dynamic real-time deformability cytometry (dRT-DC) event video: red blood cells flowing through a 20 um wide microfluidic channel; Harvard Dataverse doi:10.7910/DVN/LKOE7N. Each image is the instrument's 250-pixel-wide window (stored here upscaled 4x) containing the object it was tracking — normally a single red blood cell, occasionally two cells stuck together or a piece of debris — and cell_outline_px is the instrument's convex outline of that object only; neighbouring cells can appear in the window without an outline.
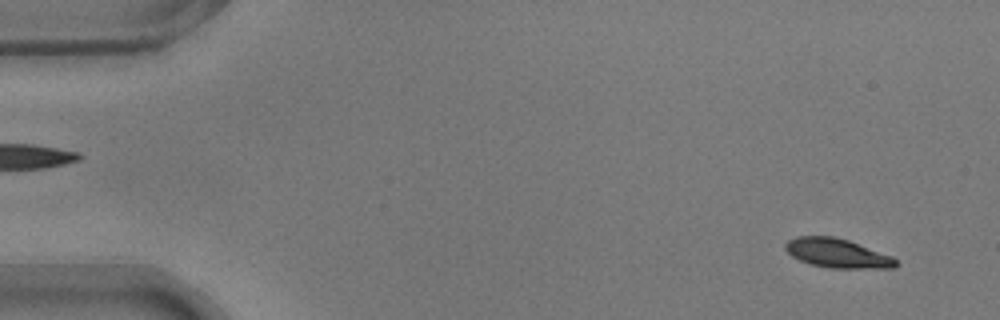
{"species": "common noctule bat (a hibernating species)", "species_latin": "Nyctalus noctula", "temperature_condition": "warm", "stored_images_in_passage": 55, "camera_frame_rate_fps": 3000, "um_per_image_px": 0.085, "animal": {"sex": "male", "body_mass_g": 17.9}, "frame": {"image": 1, "passage_image": 3, "time_ms": 0.667, "image_size_px": [1000, 320], "cell_outline_px": [[900, 264], [892, 268], [832, 268], [812, 264], [800, 260], [792, 256], [784, 248], [784, 244], [788, 240], [796, 236], [832, 236], [848, 240], [892, 256]], "centroid_in_image_um": [71.17, 21.52], "position_along_channel_um": 13.8, "area_um2": 18.67}}
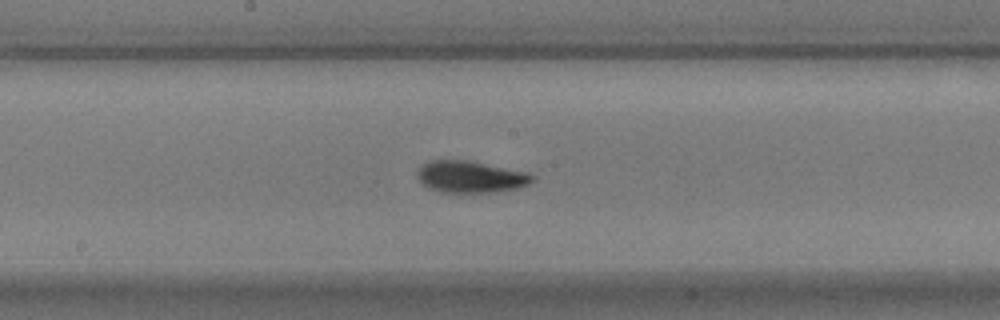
{"frame": {"image": 2, "passage_image": 28, "time_ms": 9.0, "image_size_px": [1000, 320], "cell_outline_px": [[536, 176], [528, 184], [516, 188], [492, 192], [440, 192], [428, 188], [420, 184], [416, 176], [416, 172], [420, 164], [428, 160], [468, 160], [528, 172]], "centroid_in_image_um": [39.92, 15.01], "position_along_channel_um": 208.3, "area_um2": 21.56}}
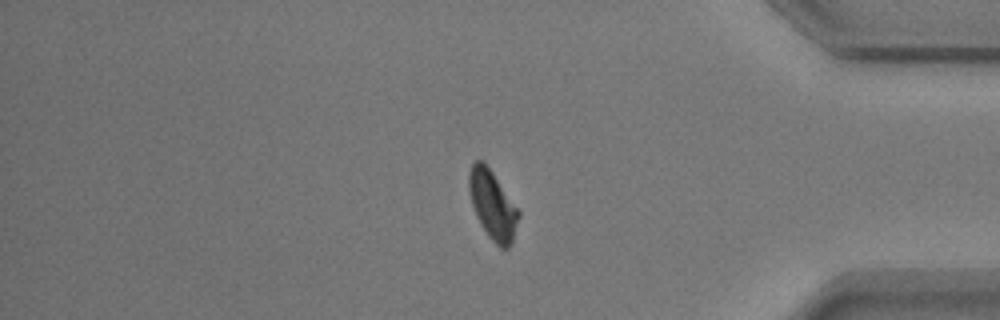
{"frame": {"image": 3, "passage_image": 45, "time_ms": 14.667, "image_size_px": [1000, 320], "cell_outline_px": [[520, 216], [512, 244], [508, 248], [500, 248], [488, 236], [480, 224], [476, 216], [468, 192], [468, 172], [472, 164], [476, 160], [484, 160], [520, 212]], "centroid_in_image_um": [41.86, 17.42], "position_along_channel_um": 393.3, "area_um2": 20.0}, "authors_computed_cell_mechanics": {"area_um2": 19.8254, "velocity_mm_per_s": 3.7204, "shape_relaxation_time_tau1_ms": 2.1307, "shape_relaxation_time_tau2_ms": 0.8539, "deformation_change_tau1": 0.1358, "deformation_change_tau2": 0.0583}}